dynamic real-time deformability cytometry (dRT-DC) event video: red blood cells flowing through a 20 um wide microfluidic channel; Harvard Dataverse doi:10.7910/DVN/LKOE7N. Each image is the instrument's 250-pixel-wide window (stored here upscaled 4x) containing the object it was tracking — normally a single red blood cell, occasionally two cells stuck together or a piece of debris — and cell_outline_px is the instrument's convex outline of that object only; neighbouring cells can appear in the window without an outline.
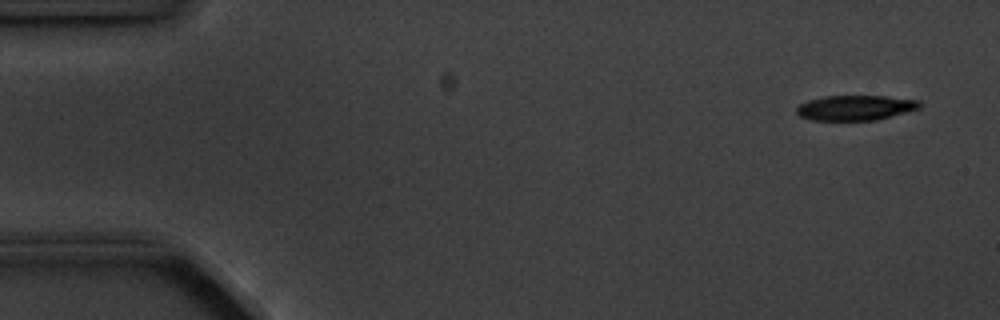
{"species": "common noctule bat (a hibernating species)", "species_latin": "Nyctalus noctula", "temperature_condition": "cold", "stored_images_in_passage": 5, "camera_frame_rate_fps": 3000, "um_per_image_px": 0.085, "animal": {"sex": "male", "body_mass_g": 20.1, "forearm_length_mm": 53.5}, "frame": {"image": 1, "passage_image": 1, "time_ms": 0.0, "image_size_px": [1000, 320], "cell_outline_px": [[920, 108], [876, 120], [812, 120], [800, 116], [796, 112], [796, 108], [800, 104], [808, 100], [824, 96], [884, 96], [920, 100]], "centroid_in_image_um": [72.69, 9.15], "position_along_channel_um": 12.3, "area_um2": 17.86}}
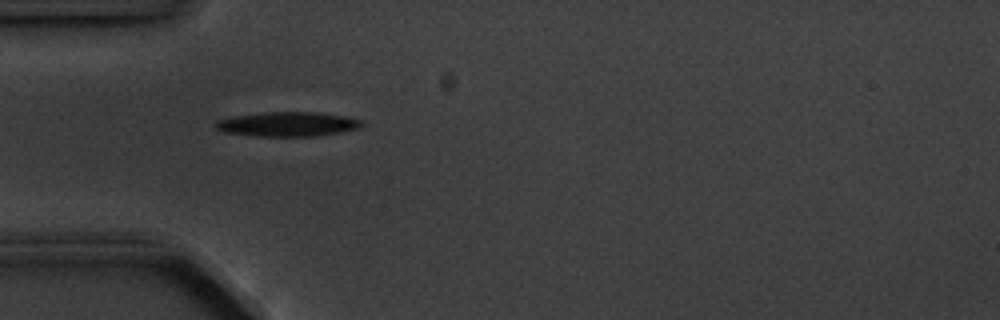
{"frame": {"image": 2, "passage_image": 4, "time_ms": 4.333, "image_size_px": [1000, 320], "cell_outline_px": [[364, 124], [360, 128], [340, 132], [316, 136], [256, 136], [224, 132], [216, 128], [212, 124], [216, 120], [232, 116], [264, 112], [316, 112], [344, 116], [360, 120]], "centroid_in_image_um": [24.4, 10.55], "position_along_channel_um": 60.6, "area_um2": 20.92}}